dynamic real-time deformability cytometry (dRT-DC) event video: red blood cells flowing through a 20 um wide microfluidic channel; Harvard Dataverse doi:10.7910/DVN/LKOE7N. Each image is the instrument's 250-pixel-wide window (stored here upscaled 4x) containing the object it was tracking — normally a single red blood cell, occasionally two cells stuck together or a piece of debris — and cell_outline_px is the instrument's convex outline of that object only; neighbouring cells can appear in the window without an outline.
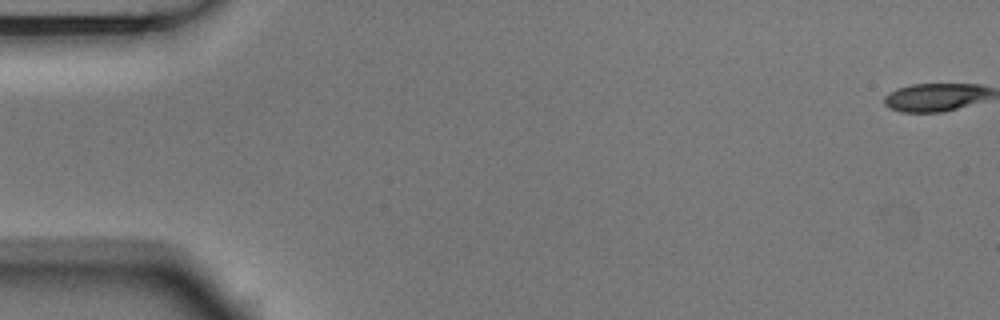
{"species": "Egyptian fruit bat (a non-hibernating species)", "species_latin": "Rousettus aegyptiacus", "temperature_condition": "room temperature", "stored_images_in_passage": 52, "camera_frame_rate_fps": 3000, "um_per_image_px": 0.085, "animal": {"sex": "male"}, "frame": {"image": 1, "passage_image": 1, "time_ms": 0.0, "image_size_px": [1000, 320], "cell_outline_px": [[980, 92], [960, 104], [948, 108], [900, 108], [892, 104], [888, 100], [908, 88], [928, 84], [960, 84], [980, 88]], "centroid_in_image_um": [79.41, 8.17], "position_along_channel_um": 5.6, "area_um2": 12.02}}
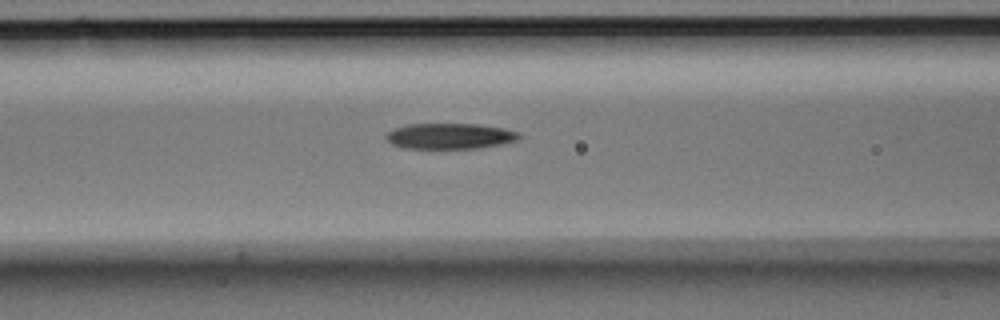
{"frame": {"image": 2, "passage_image": 23, "time_ms": 7.333, "image_size_px": [1000, 320], "cell_outline_px": [[512, 136], [500, 140], [476, 144], [416, 144], [396, 140], [392, 136], [400, 132], [416, 128], [480, 128], [504, 132]], "centroid_in_image_um": [38.25, 11.56], "position_along_channel_um": 128.3, "area_um2": 11.27}}
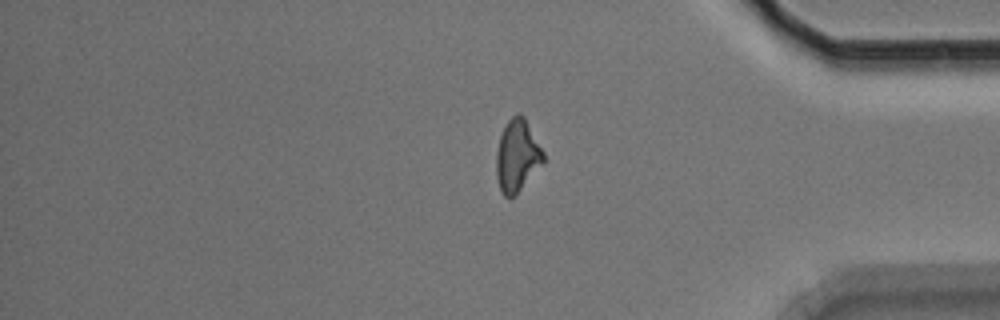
{"frame": {"image": 3, "passage_image": 46, "time_ms": 15.0, "image_size_px": [1000, 320], "cell_outline_px": [[544, 156], [516, 188], [512, 192], [504, 192], [500, 184], [500, 144], [504, 132], [508, 128], [524, 124]], "centroid_in_image_um": [43.97, 13.33], "position_along_channel_um": 391.2, "area_um2": 14.28}}